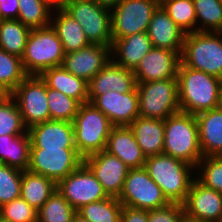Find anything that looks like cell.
I'll return each instance as SVG.
<instances>
[{
  "mask_svg": "<svg viewBox=\"0 0 222 222\" xmlns=\"http://www.w3.org/2000/svg\"><path fill=\"white\" fill-rule=\"evenodd\" d=\"M137 86L134 73L110 60L89 82L88 95H103L109 91L132 92Z\"/></svg>",
  "mask_w": 222,
  "mask_h": 222,
  "instance_id": "ffe728a7",
  "label": "cell"
},
{
  "mask_svg": "<svg viewBox=\"0 0 222 222\" xmlns=\"http://www.w3.org/2000/svg\"><path fill=\"white\" fill-rule=\"evenodd\" d=\"M122 207L118 198L109 196L82 206L77 213L90 222H120Z\"/></svg>",
  "mask_w": 222,
  "mask_h": 222,
  "instance_id": "4dcf8cb0",
  "label": "cell"
},
{
  "mask_svg": "<svg viewBox=\"0 0 222 222\" xmlns=\"http://www.w3.org/2000/svg\"><path fill=\"white\" fill-rule=\"evenodd\" d=\"M198 123L199 145L204 156H222V108L195 115Z\"/></svg>",
  "mask_w": 222,
  "mask_h": 222,
  "instance_id": "cb8c5ba5",
  "label": "cell"
},
{
  "mask_svg": "<svg viewBox=\"0 0 222 222\" xmlns=\"http://www.w3.org/2000/svg\"><path fill=\"white\" fill-rule=\"evenodd\" d=\"M57 189V183L43 175L28 170L22 172L21 197L39 210Z\"/></svg>",
  "mask_w": 222,
  "mask_h": 222,
  "instance_id": "f1b7e54d",
  "label": "cell"
},
{
  "mask_svg": "<svg viewBox=\"0 0 222 222\" xmlns=\"http://www.w3.org/2000/svg\"><path fill=\"white\" fill-rule=\"evenodd\" d=\"M105 150L121 159L130 169L143 168L145 165L146 156L129 126H114Z\"/></svg>",
  "mask_w": 222,
  "mask_h": 222,
  "instance_id": "7402d4cb",
  "label": "cell"
},
{
  "mask_svg": "<svg viewBox=\"0 0 222 222\" xmlns=\"http://www.w3.org/2000/svg\"><path fill=\"white\" fill-rule=\"evenodd\" d=\"M120 222H148V210L123 205Z\"/></svg>",
  "mask_w": 222,
  "mask_h": 222,
  "instance_id": "7bdbcfd3",
  "label": "cell"
},
{
  "mask_svg": "<svg viewBox=\"0 0 222 222\" xmlns=\"http://www.w3.org/2000/svg\"><path fill=\"white\" fill-rule=\"evenodd\" d=\"M50 25L58 35L65 54L90 45L82 26L62 8L53 9Z\"/></svg>",
  "mask_w": 222,
  "mask_h": 222,
  "instance_id": "484cf974",
  "label": "cell"
},
{
  "mask_svg": "<svg viewBox=\"0 0 222 222\" xmlns=\"http://www.w3.org/2000/svg\"><path fill=\"white\" fill-rule=\"evenodd\" d=\"M159 5H162L167 0H155Z\"/></svg>",
  "mask_w": 222,
  "mask_h": 222,
  "instance_id": "681fc988",
  "label": "cell"
},
{
  "mask_svg": "<svg viewBox=\"0 0 222 222\" xmlns=\"http://www.w3.org/2000/svg\"><path fill=\"white\" fill-rule=\"evenodd\" d=\"M181 62L194 70L222 79V33L185 34Z\"/></svg>",
  "mask_w": 222,
  "mask_h": 222,
  "instance_id": "8992f818",
  "label": "cell"
},
{
  "mask_svg": "<svg viewBox=\"0 0 222 222\" xmlns=\"http://www.w3.org/2000/svg\"><path fill=\"white\" fill-rule=\"evenodd\" d=\"M163 154L196 168L203 154L199 145L198 123L195 115L180 111L164 120Z\"/></svg>",
  "mask_w": 222,
  "mask_h": 222,
  "instance_id": "3957f363",
  "label": "cell"
},
{
  "mask_svg": "<svg viewBox=\"0 0 222 222\" xmlns=\"http://www.w3.org/2000/svg\"><path fill=\"white\" fill-rule=\"evenodd\" d=\"M88 102L106 115L113 126H129L139 116L137 88L128 93L109 91L103 95H88Z\"/></svg>",
  "mask_w": 222,
  "mask_h": 222,
  "instance_id": "5bb4252c",
  "label": "cell"
},
{
  "mask_svg": "<svg viewBox=\"0 0 222 222\" xmlns=\"http://www.w3.org/2000/svg\"><path fill=\"white\" fill-rule=\"evenodd\" d=\"M65 52L51 25L31 29L22 56L27 75H41L45 70L62 66Z\"/></svg>",
  "mask_w": 222,
  "mask_h": 222,
  "instance_id": "5b68a950",
  "label": "cell"
},
{
  "mask_svg": "<svg viewBox=\"0 0 222 222\" xmlns=\"http://www.w3.org/2000/svg\"><path fill=\"white\" fill-rule=\"evenodd\" d=\"M30 32L18 19L0 20V48L22 58Z\"/></svg>",
  "mask_w": 222,
  "mask_h": 222,
  "instance_id": "f546056e",
  "label": "cell"
},
{
  "mask_svg": "<svg viewBox=\"0 0 222 222\" xmlns=\"http://www.w3.org/2000/svg\"><path fill=\"white\" fill-rule=\"evenodd\" d=\"M10 95L16 100L28 129L50 120L47 85L39 75H28Z\"/></svg>",
  "mask_w": 222,
  "mask_h": 222,
  "instance_id": "8fae6325",
  "label": "cell"
},
{
  "mask_svg": "<svg viewBox=\"0 0 222 222\" xmlns=\"http://www.w3.org/2000/svg\"><path fill=\"white\" fill-rule=\"evenodd\" d=\"M84 164L98 179L108 196H120L130 169L121 159L103 150L85 157Z\"/></svg>",
  "mask_w": 222,
  "mask_h": 222,
  "instance_id": "9a60e30c",
  "label": "cell"
},
{
  "mask_svg": "<svg viewBox=\"0 0 222 222\" xmlns=\"http://www.w3.org/2000/svg\"><path fill=\"white\" fill-rule=\"evenodd\" d=\"M144 168L170 203L185 202L195 179L194 166L172 156L159 154L146 157Z\"/></svg>",
  "mask_w": 222,
  "mask_h": 222,
  "instance_id": "7a4b0ae2",
  "label": "cell"
},
{
  "mask_svg": "<svg viewBox=\"0 0 222 222\" xmlns=\"http://www.w3.org/2000/svg\"><path fill=\"white\" fill-rule=\"evenodd\" d=\"M31 138L29 132L20 135H0V164L28 170Z\"/></svg>",
  "mask_w": 222,
  "mask_h": 222,
  "instance_id": "83f0119b",
  "label": "cell"
},
{
  "mask_svg": "<svg viewBox=\"0 0 222 222\" xmlns=\"http://www.w3.org/2000/svg\"><path fill=\"white\" fill-rule=\"evenodd\" d=\"M46 2L53 9H59L63 7L65 0H42Z\"/></svg>",
  "mask_w": 222,
  "mask_h": 222,
  "instance_id": "bcb514c9",
  "label": "cell"
},
{
  "mask_svg": "<svg viewBox=\"0 0 222 222\" xmlns=\"http://www.w3.org/2000/svg\"><path fill=\"white\" fill-rule=\"evenodd\" d=\"M65 1H76V0H65ZM83 1H94V0H83Z\"/></svg>",
  "mask_w": 222,
  "mask_h": 222,
  "instance_id": "f5cc1de1",
  "label": "cell"
},
{
  "mask_svg": "<svg viewBox=\"0 0 222 222\" xmlns=\"http://www.w3.org/2000/svg\"><path fill=\"white\" fill-rule=\"evenodd\" d=\"M57 190L77 211L82 206L109 196L91 170L83 163L57 183Z\"/></svg>",
  "mask_w": 222,
  "mask_h": 222,
  "instance_id": "4fadbf2b",
  "label": "cell"
},
{
  "mask_svg": "<svg viewBox=\"0 0 222 222\" xmlns=\"http://www.w3.org/2000/svg\"><path fill=\"white\" fill-rule=\"evenodd\" d=\"M139 116L165 120L180 112L178 78L137 83Z\"/></svg>",
  "mask_w": 222,
  "mask_h": 222,
  "instance_id": "52a82bcc",
  "label": "cell"
},
{
  "mask_svg": "<svg viewBox=\"0 0 222 222\" xmlns=\"http://www.w3.org/2000/svg\"><path fill=\"white\" fill-rule=\"evenodd\" d=\"M129 127L146 157L163 154L164 120L138 116Z\"/></svg>",
  "mask_w": 222,
  "mask_h": 222,
  "instance_id": "d4e9b609",
  "label": "cell"
},
{
  "mask_svg": "<svg viewBox=\"0 0 222 222\" xmlns=\"http://www.w3.org/2000/svg\"><path fill=\"white\" fill-rule=\"evenodd\" d=\"M185 216L183 204L179 203L148 210V222H183Z\"/></svg>",
  "mask_w": 222,
  "mask_h": 222,
  "instance_id": "b9f144b4",
  "label": "cell"
},
{
  "mask_svg": "<svg viewBox=\"0 0 222 222\" xmlns=\"http://www.w3.org/2000/svg\"><path fill=\"white\" fill-rule=\"evenodd\" d=\"M84 163L76 148L30 149L28 171L58 183Z\"/></svg>",
  "mask_w": 222,
  "mask_h": 222,
  "instance_id": "7c38bea8",
  "label": "cell"
},
{
  "mask_svg": "<svg viewBox=\"0 0 222 222\" xmlns=\"http://www.w3.org/2000/svg\"><path fill=\"white\" fill-rule=\"evenodd\" d=\"M185 215L203 222H222V193L207 188L196 178L183 203Z\"/></svg>",
  "mask_w": 222,
  "mask_h": 222,
  "instance_id": "2e32d148",
  "label": "cell"
},
{
  "mask_svg": "<svg viewBox=\"0 0 222 222\" xmlns=\"http://www.w3.org/2000/svg\"><path fill=\"white\" fill-rule=\"evenodd\" d=\"M37 211L22 197L0 206V214L7 222H37Z\"/></svg>",
  "mask_w": 222,
  "mask_h": 222,
  "instance_id": "60d3db41",
  "label": "cell"
},
{
  "mask_svg": "<svg viewBox=\"0 0 222 222\" xmlns=\"http://www.w3.org/2000/svg\"><path fill=\"white\" fill-rule=\"evenodd\" d=\"M180 111L197 115L220 106L222 79L186 67L181 61L177 70Z\"/></svg>",
  "mask_w": 222,
  "mask_h": 222,
  "instance_id": "6da1fadb",
  "label": "cell"
},
{
  "mask_svg": "<svg viewBox=\"0 0 222 222\" xmlns=\"http://www.w3.org/2000/svg\"><path fill=\"white\" fill-rule=\"evenodd\" d=\"M22 172L18 168L0 164V206L21 197Z\"/></svg>",
  "mask_w": 222,
  "mask_h": 222,
  "instance_id": "ab89813d",
  "label": "cell"
},
{
  "mask_svg": "<svg viewBox=\"0 0 222 222\" xmlns=\"http://www.w3.org/2000/svg\"><path fill=\"white\" fill-rule=\"evenodd\" d=\"M27 76L22 59L0 48V89L10 95Z\"/></svg>",
  "mask_w": 222,
  "mask_h": 222,
  "instance_id": "1f68e13d",
  "label": "cell"
},
{
  "mask_svg": "<svg viewBox=\"0 0 222 222\" xmlns=\"http://www.w3.org/2000/svg\"><path fill=\"white\" fill-rule=\"evenodd\" d=\"M40 77L48 88L58 90L81 104L88 102V82L71 74L63 66L47 69Z\"/></svg>",
  "mask_w": 222,
  "mask_h": 222,
  "instance_id": "4316f807",
  "label": "cell"
},
{
  "mask_svg": "<svg viewBox=\"0 0 222 222\" xmlns=\"http://www.w3.org/2000/svg\"><path fill=\"white\" fill-rule=\"evenodd\" d=\"M77 211L56 189L37 211V222H72Z\"/></svg>",
  "mask_w": 222,
  "mask_h": 222,
  "instance_id": "836d02e7",
  "label": "cell"
},
{
  "mask_svg": "<svg viewBox=\"0 0 222 222\" xmlns=\"http://www.w3.org/2000/svg\"><path fill=\"white\" fill-rule=\"evenodd\" d=\"M50 120L73 122L81 103L64 93L47 87Z\"/></svg>",
  "mask_w": 222,
  "mask_h": 222,
  "instance_id": "74e56055",
  "label": "cell"
},
{
  "mask_svg": "<svg viewBox=\"0 0 222 222\" xmlns=\"http://www.w3.org/2000/svg\"><path fill=\"white\" fill-rule=\"evenodd\" d=\"M180 61L176 52L153 47L133 70L136 83L177 78Z\"/></svg>",
  "mask_w": 222,
  "mask_h": 222,
  "instance_id": "e0dca14e",
  "label": "cell"
},
{
  "mask_svg": "<svg viewBox=\"0 0 222 222\" xmlns=\"http://www.w3.org/2000/svg\"><path fill=\"white\" fill-rule=\"evenodd\" d=\"M28 132L18 104L11 95L0 97V135H20Z\"/></svg>",
  "mask_w": 222,
  "mask_h": 222,
  "instance_id": "d590c367",
  "label": "cell"
},
{
  "mask_svg": "<svg viewBox=\"0 0 222 222\" xmlns=\"http://www.w3.org/2000/svg\"><path fill=\"white\" fill-rule=\"evenodd\" d=\"M158 6L155 0H121L111 9L112 40L147 32Z\"/></svg>",
  "mask_w": 222,
  "mask_h": 222,
  "instance_id": "30bf717a",
  "label": "cell"
},
{
  "mask_svg": "<svg viewBox=\"0 0 222 222\" xmlns=\"http://www.w3.org/2000/svg\"><path fill=\"white\" fill-rule=\"evenodd\" d=\"M30 149L75 148L73 124L67 121L48 120L28 129Z\"/></svg>",
  "mask_w": 222,
  "mask_h": 222,
  "instance_id": "d6986e66",
  "label": "cell"
},
{
  "mask_svg": "<svg viewBox=\"0 0 222 222\" xmlns=\"http://www.w3.org/2000/svg\"><path fill=\"white\" fill-rule=\"evenodd\" d=\"M183 222H203V221L192 219V218L185 216Z\"/></svg>",
  "mask_w": 222,
  "mask_h": 222,
  "instance_id": "c3c4849f",
  "label": "cell"
},
{
  "mask_svg": "<svg viewBox=\"0 0 222 222\" xmlns=\"http://www.w3.org/2000/svg\"><path fill=\"white\" fill-rule=\"evenodd\" d=\"M0 222H7L1 214H0Z\"/></svg>",
  "mask_w": 222,
  "mask_h": 222,
  "instance_id": "f907efd6",
  "label": "cell"
},
{
  "mask_svg": "<svg viewBox=\"0 0 222 222\" xmlns=\"http://www.w3.org/2000/svg\"><path fill=\"white\" fill-rule=\"evenodd\" d=\"M19 0H0V20L18 19Z\"/></svg>",
  "mask_w": 222,
  "mask_h": 222,
  "instance_id": "ee69618b",
  "label": "cell"
},
{
  "mask_svg": "<svg viewBox=\"0 0 222 222\" xmlns=\"http://www.w3.org/2000/svg\"><path fill=\"white\" fill-rule=\"evenodd\" d=\"M111 60V47L90 44L65 54L62 66L71 74L89 82Z\"/></svg>",
  "mask_w": 222,
  "mask_h": 222,
  "instance_id": "ac0fdd59",
  "label": "cell"
},
{
  "mask_svg": "<svg viewBox=\"0 0 222 222\" xmlns=\"http://www.w3.org/2000/svg\"><path fill=\"white\" fill-rule=\"evenodd\" d=\"M118 199L122 205L142 210H152L170 204L144 167L129 169Z\"/></svg>",
  "mask_w": 222,
  "mask_h": 222,
  "instance_id": "9c48e42d",
  "label": "cell"
},
{
  "mask_svg": "<svg viewBox=\"0 0 222 222\" xmlns=\"http://www.w3.org/2000/svg\"><path fill=\"white\" fill-rule=\"evenodd\" d=\"M161 6L185 34L197 31L193 0H167Z\"/></svg>",
  "mask_w": 222,
  "mask_h": 222,
  "instance_id": "8d00e7d4",
  "label": "cell"
},
{
  "mask_svg": "<svg viewBox=\"0 0 222 222\" xmlns=\"http://www.w3.org/2000/svg\"><path fill=\"white\" fill-rule=\"evenodd\" d=\"M72 222H90L88 220H86L85 218H83L81 215H79L78 213H76L72 219Z\"/></svg>",
  "mask_w": 222,
  "mask_h": 222,
  "instance_id": "7dc6e473",
  "label": "cell"
},
{
  "mask_svg": "<svg viewBox=\"0 0 222 222\" xmlns=\"http://www.w3.org/2000/svg\"><path fill=\"white\" fill-rule=\"evenodd\" d=\"M53 8L42 0H19L18 20L30 29L50 25Z\"/></svg>",
  "mask_w": 222,
  "mask_h": 222,
  "instance_id": "e575fe53",
  "label": "cell"
},
{
  "mask_svg": "<svg viewBox=\"0 0 222 222\" xmlns=\"http://www.w3.org/2000/svg\"><path fill=\"white\" fill-rule=\"evenodd\" d=\"M72 124L75 148L83 158L106 149L114 126L92 103L81 104Z\"/></svg>",
  "mask_w": 222,
  "mask_h": 222,
  "instance_id": "277c9868",
  "label": "cell"
},
{
  "mask_svg": "<svg viewBox=\"0 0 222 222\" xmlns=\"http://www.w3.org/2000/svg\"><path fill=\"white\" fill-rule=\"evenodd\" d=\"M152 48V42L147 32L129 35L112 42L111 60L117 65L133 71Z\"/></svg>",
  "mask_w": 222,
  "mask_h": 222,
  "instance_id": "603a6c76",
  "label": "cell"
},
{
  "mask_svg": "<svg viewBox=\"0 0 222 222\" xmlns=\"http://www.w3.org/2000/svg\"><path fill=\"white\" fill-rule=\"evenodd\" d=\"M99 5L109 8L110 10L114 8L121 0H94Z\"/></svg>",
  "mask_w": 222,
  "mask_h": 222,
  "instance_id": "f6af8a7d",
  "label": "cell"
},
{
  "mask_svg": "<svg viewBox=\"0 0 222 222\" xmlns=\"http://www.w3.org/2000/svg\"><path fill=\"white\" fill-rule=\"evenodd\" d=\"M195 172L200 183L222 193V156H204L197 164Z\"/></svg>",
  "mask_w": 222,
  "mask_h": 222,
  "instance_id": "f35d334b",
  "label": "cell"
},
{
  "mask_svg": "<svg viewBox=\"0 0 222 222\" xmlns=\"http://www.w3.org/2000/svg\"><path fill=\"white\" fill-rule=\"evenodd\" d=\"M6 94L0 89V97L5 96Z\"/></svg>",
  "mask_w": 222,
  "mask_h": 222,
  "instance_id": "816d5d0a",
  "label": "cell"
},
{
  "mask_svg": "<svg viewBox=\"0 0 222 222\" xmlns=\"http://www.w3.org/2000/svg\"><path fill=\"white\" fill-rule=\"evenodd\" d=\"M198 32L222 31V3L219 0H193Z\"/></svg>",
  "mask_w": 222,
  "mask_h": 222,
  "instance_id": "d6a6232c",
  "label": "cell"
},
{
  "mask_svg": "<svg viewBox=\"0 0 222 222\" xmlns=\"http://www.w3.org/2000/svg\"><path fill=\"white\" fill-rule=\"evenodd\" d=\"M147 33L153 47L169 49L181 57L185 33L161 5L154 11Z\"/></svg>",
  "mask_w": 222,
  "mask_h": 222,
  "instance_id": "44dd1931",
  "label": "cell"
},
{
  "mask_svg": "<svg viewBox=\"0 0 222 222\" xmlns=\"http://www.w3.org/2000/svg\"><path fill=\"white\" fill-rule=\"evenodd\" d=\"M62 9L74 18L90 44L112 45L111 10L95 1H65Z\"/></svg>",
  "mask_w": 222,
  "mask_h": 222,
  "instance_id": "ba28073f",
  "label": "cell"
}]
</instances>
